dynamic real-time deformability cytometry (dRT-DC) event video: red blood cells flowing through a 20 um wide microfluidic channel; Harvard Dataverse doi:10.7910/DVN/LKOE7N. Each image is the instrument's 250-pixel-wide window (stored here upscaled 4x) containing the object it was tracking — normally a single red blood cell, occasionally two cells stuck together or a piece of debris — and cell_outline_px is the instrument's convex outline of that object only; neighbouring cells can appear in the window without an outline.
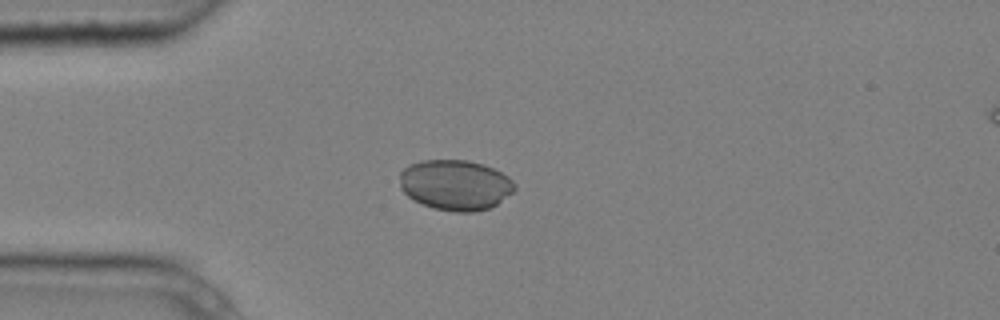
{"species": "common noctule bat (a hibernating species)", "species_latin": "Nyctalus noctula", "temperature_condition": "cold", "stored_images_in_passage": 5, "camera_frame_rate_fps": 3000, "um_per_image_px": 0.085, "animal": {"sex": "male", "body_mass_g": 20.4}, "frame": {"image": 1, "passage_image": 4, "time_ms": 1.0, "image_size_px": [1000, 320], "cell_outline_px": [[516, 188], [512, 192], [496, 204], [488, 208], [472, 212], [456, 212], [432, 208], [420, 204], [408, 196], [400, 188], [400, 172], [404, 168], [420, 160], [468, 160], [484, 164], [508, 176], [516, 184]], "centroid_in_image_um": [38.69, 15.72], "position_along_channel_um": 46.3, "area_um2": 33.81}}